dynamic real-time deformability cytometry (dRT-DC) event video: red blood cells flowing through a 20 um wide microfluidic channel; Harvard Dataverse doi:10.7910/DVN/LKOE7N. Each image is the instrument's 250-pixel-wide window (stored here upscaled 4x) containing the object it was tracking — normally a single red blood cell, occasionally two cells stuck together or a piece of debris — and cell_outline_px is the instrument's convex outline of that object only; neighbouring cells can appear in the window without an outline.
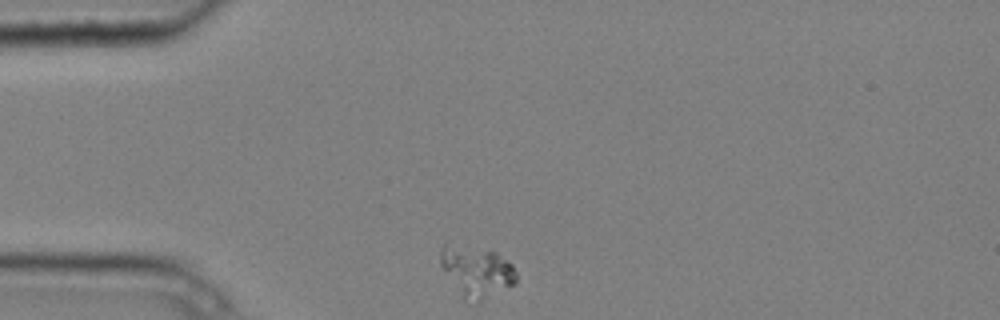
{"species": "common noctule bat (a hibernating species)", "species_latin": "Nyctalus noctula", "temperature_condition": "cold", "stored_images_in_passage": 1, "camera_frame_rate_fps": 3000, "um_per_image_px": 0.085, "animal": {"sex": "male", "body_mass_g": 20.4}, "frame": {"image": 1, "passage_image": 1, "time_ms": 0.0, "image_size_px": [1000, 320], "cell_outline_px": [[516, 284], [472, 304], [464, 300], [440, 264], [440, 252], [444, 244], [496, 252], [512, 264], [516, 272]], "centroid_in_image_um": [40.53, 23.11], "position_along_channel_um": 44.5, "area_um2": 21.91}}